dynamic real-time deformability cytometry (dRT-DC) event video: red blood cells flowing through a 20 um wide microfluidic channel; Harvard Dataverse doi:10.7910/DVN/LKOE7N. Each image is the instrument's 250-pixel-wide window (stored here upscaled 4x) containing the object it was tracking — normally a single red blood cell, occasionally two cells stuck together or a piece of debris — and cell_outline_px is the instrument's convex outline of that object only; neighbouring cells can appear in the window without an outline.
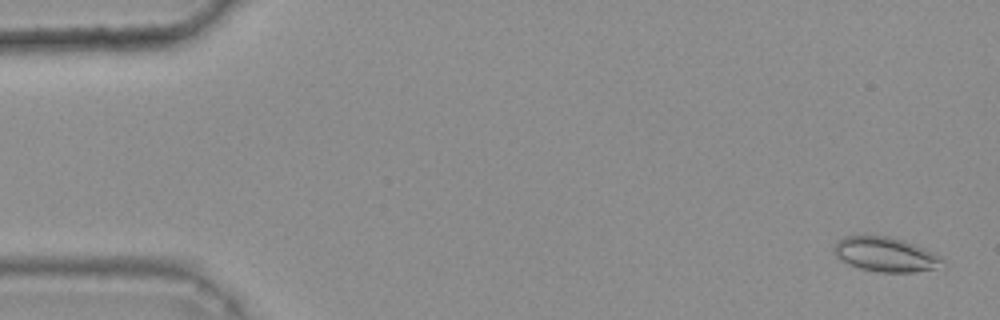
{"species": "common noctule bat (a hibernating species)", "species_latin": "Nyctalus noctula", "temperature_condition": "warm", "stored_images_in_passage": 46, "camera_frame_rate_fps": 3000, "um_per_image_px": 0.085, "animal": {"sex": "female", "body_mass_g": 25.1}, "frame": {"image": 1, "passage_image": 2, "time_ms": 0.333, "image_size_px": [1000, 320], "cell_outline_px": [[944, 260], [936, 268], [912, 272], [880, 272], [860, 268], [848, 264], [840, 260], [836, 256], [832, 248], [836, 240], [844, 236], [864, 232], [888, 236], [904, 240], [924, 248], [940, 256]], "centroid_in_image_um": [75.16, 21.57], "position_along_channel_um": 9.8, "area_um2": 22.37}}
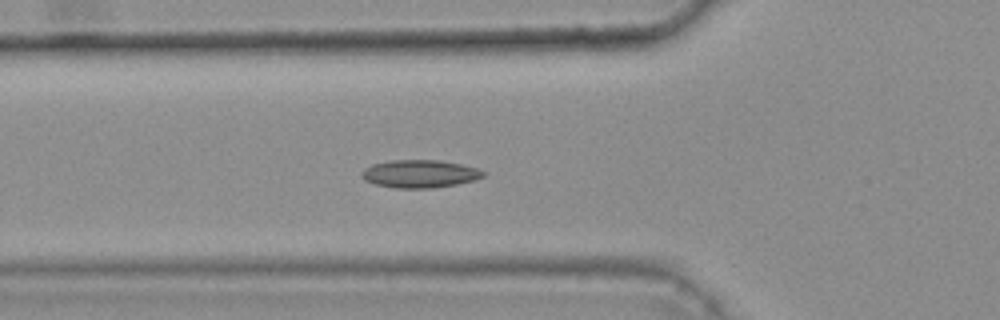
{"frame": {"image": 2, "passage_image": 19, "time_ms": 6.0, "image_size_px": [1000, 320], "cell_outline_px": [[484, 176], [476, 180], [456, 184], [432, 188], [396, 188], [376, 184], [364, 180], [360, 176], [360, 172], [364, 168], [372, 164], [392, 160], [440, 160], [460, 164], [476, 168], [484, 172]], "centroid_in_image_um": [35.65, 14.77], "position_along_channel_um": 90.2, "area_um2": 19.71}}
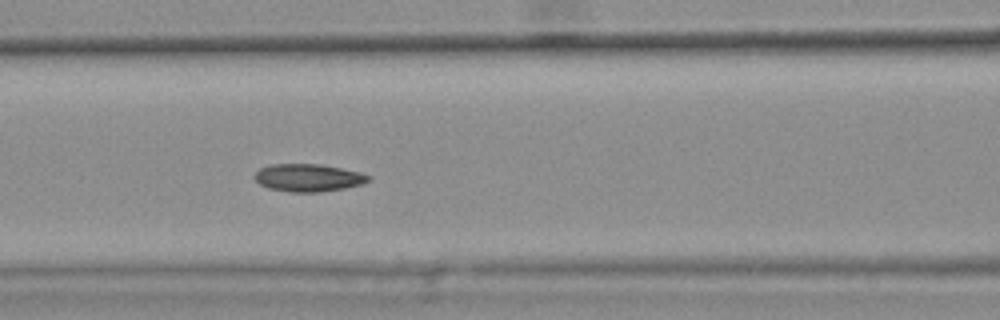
{"frame": {"image": 3, "passage_image": 23, "time_ms": 7.333, "image_size_px": [1000, 320], "cell_outline_px": [[372, 180], [364, 184], [344, 188], [320, 192], [288, 192], [268, 188], [260, 184], [252, 176], [260, 168], [268, 164], [320, 164], [360, 172], [372, 176]], "centroid_in_image_um": [26.21, 15.11], "position_along_channel_um": 140.4, "area_um2": 18.55}, "authors_computed_cell_mechanics": {"area_um2": 18.5827, "velocity_mm_per_s": 3.7528, "shape_relaxation_time_tau1_ms": 9.9409, "shape_relaxation_time_tau2_ms": 3.7094, "deformation_change_tau1": 0.1431, "deformation_change_tau2": 0.0726}}